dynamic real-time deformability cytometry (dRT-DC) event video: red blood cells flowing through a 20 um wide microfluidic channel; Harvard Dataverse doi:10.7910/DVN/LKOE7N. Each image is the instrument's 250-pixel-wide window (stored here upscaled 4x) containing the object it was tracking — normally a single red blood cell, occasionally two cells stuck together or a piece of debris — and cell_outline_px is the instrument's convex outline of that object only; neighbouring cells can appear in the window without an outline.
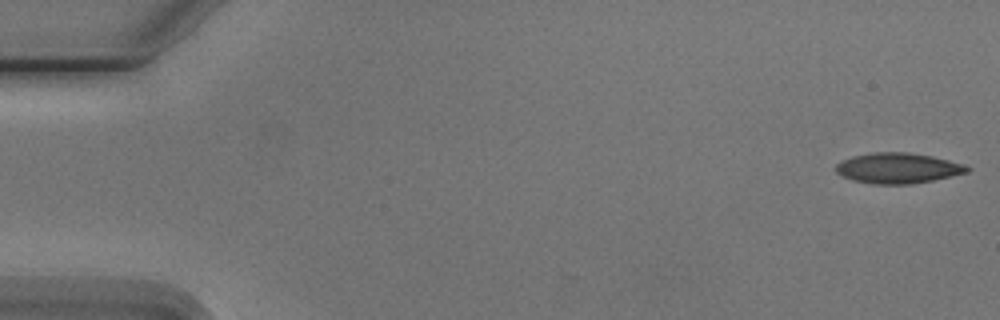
{"species": "Egyptian fruit bat (a non-hibernating species)", "species_latin": "Rousettus aegyptiacus", "temperature_condition": "cold", "stored_images_in_passage": 6, "camera_frame_rate_fps": 3000, "um_per_image_px": 0.085, "animal": {"sex": "male"}, "frame": {"image": 1, "passage_image": 1, "time_ms": 0.0, "image_size_px": [1000, 320], "cell_outline_px": [[972, 168], [968, 172], [932, 180], [908, 184], [876, 184], [852, 180], [836, 172], [836, 164], [852, 156], [872, 152], [908, 152], [932, 156], [964, 164]], "centroid_in_image_um": [76.33, 14.28], "position_along_channel_um": 8.7, "area_um2": 23.12}}